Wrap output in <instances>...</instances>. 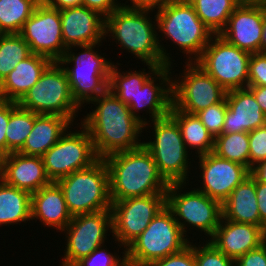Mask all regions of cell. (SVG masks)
Returning a JSON list of instances; mask_svg holds the SVG:
<instances>
[{
  "mask_svg": "<svg viewBox=\"0 0 266 266\" xmlns=\"http://www.w3.org/2000/svg\"><path fill=\"white\" fill-rule=\"evenodd\" d=\"M146 66L150 70L148 73L144 72L145 68L142 69L143 71L129 72L128 70L126 73H121L116 64H113L110 70L108 89L128 107L134 102L143 84L160 68L152 64H146Z\"/></svg>",
  "mask_w": 266,
  "mask_h": 266,
  "instance_id": "f546056e",
  "label": "cell"
},
{
  "mask_svg": "<svg viewBox=\"0 0 266 266\" xmlns=\"http://www.w3.org/2000/svg\"><path fill=\"white\" fill-rule=\"evenodd\" d=\"M0 179L30 194L51 183L42 157L13 152L0 157Z\"/></svg>",
  "mask_w": 266,
  "mask_h": 266,
  "instance_id": "44dd1931",
  "label": "cell"
},
{
  "mask_svg": "<svg viewBox=\"0 0 266 266\" xmlns=\"http://www.w3.org/2000/svg\"><path fill=\"white\" fill-rule=\"evenodd\" d=\"M247 88L254 94L256 102L266 115V86H247Z\"/></svg>",
  "mask_w": 266,
  "mask_h": 266,
  "instance_id": "c3c4849f",
  "label": "cell"
},
{
  "mask_svg": "<svg viewBox=\"0 0 266 266\" xmlns=\"http://www.w3.org/2000/svg\"><path fill=\"white\" fill-rule=\"evenodd\" d=\"M266 3L243 0L233 11L220 36L249 53H259Z\"/></svg>",
  "mask_w": 266,
  "mask_h": 266,
  "instance_id": "ac0fdd59",
  "label": "cell"
},
{
  "mask_svg": "<svg viewBox=\"0 0 266 266\" xmlns=\"http://www.w3.org/2000/svg\"><path fill=\"white\" fill-rule=\"evenodd\" d=\"M250 56L251 53L214 35L196 63L228 92L247 88Z\"/></svg>",
  "mask_w": 266,
  "mask_h": 266,
  "instance_id": "8fae6325",
  "label": "cell"
},
{
  "mask_svg": "<svg viewBox=\"0 0 266 266\" xmlns=\"http://www.w3.org/2000/svg\"><path fill=\"white\" fill-rule=\"evenodd\" d=\"M184 63L181 78L172 81V105L176 109L196 114L225 99L227 92L202 67L194 61Z\"/></svg>",
  "mask_w": 266,
  "mask_h": 266,
  "instance_id": "5bb4252c",
  "label": "cell"
},
{
  "mask_svg": "<svg viewBox=\"0 0 266 266\" xmlns=\"http://www.w3.org/2000/svg\"><path fill=\"white\" fill-rule=\"evenodd\" d=\"M41 0H0V34L20 33Z\"/></svg>",
  "mask_w": 266,
  "mask_h": 266,
  "instance_id": "d6a6232c",
  "label": "cell"
},
{
  "mask_svg": "<svg viewBox=\"0 0 266 266\" xmlns=\"http://www.w3.org/2000/svg\"><path fill=\"white\" fill-rule=\"evenodd\" d=\"M222 218L260 226L256 182L251 176L239 184L224 201Z\"/></svg>",
  "mask_w": 266,
  "mask_h": 266,
  "instance_id": "4316f807",
  "label": "cell"
},
{
  "mask_svg": "<svg viewBox=\"0 0 266 266\" xmlns=\"http://www.w3.org/2000/svg\"><path fill=\"white\" fill-rule=\"evenodd\" d=\"M96 45L101 46L100 43H92L68 47L58 61L63 65L71 95L79 107L84 103L89 104L108 90L110 70L114 63L101 56L102 53L95 52ZM72 47L83 50L76 54ZM70 63L74 67H69Z\"/></svg>",
  "mask_w": 266,
  "mask_h": 266,
  "instance_id": "277c9868",
  "label": "cell"
},
{
  "mask_svg": "<svg viewBox=\"0 0 266 266\" xmlns=\"http://www.w3.org/2000/svg\"><path fill=\"white\" fill-rule=\"evenodd\" d=\"M151 123L154 130L152 137L155 138L143 141V146L153 156L159 173L169 184L186 183L189 180L188 169H191V161H188L191 154H188L177 122L168 115Z\"/></svg>",
  "mask_w": 266,
  "mask_h": 266,
  "instance_id": "9c48e42d",
  "label": "cell"
},
{
  "mask_svg": "<svg viewBox=\"0 0 266 266\" xmlns=\"http://www.w3.org/2000/svg\"><path fill=\"white\" fill-rule=\"evenodd\" d=\"M260 52L266 53V12L264 14V24L262 29Z\"/></svg>",
  "mask_w": 266,
  "mask_h": 266,
  "instance_id": "f907efd6",
  "label": "cell"
},
{
  "mask_svg": "<svg viewBox=\"0 0 266 266\" xmlns=\"http://www.w3.org/2000/svg\"><path fill=\"white\" fill-rule=\"evenodd\" d=\"M83 6L96 11L105 19L115 10L122 7L117 0H83Z\"/></svg>",
  "mask_w": 266,
  "mask_h": 266,
  "instance_id": "7bdbcfd3",
  "label": "cell"
},
{
  "mask_svg": "<svg viewBox=\"0 0 266 266\" xmlns=\"http://www.w3.org/2000/svg\"><path fill=\"white\" fill-rule=\"evenodd\" d=\"M172 67L173 65L159 68L154 73V77L151 76L139 89L134 102L129 106L131 114L143 124V129L147 128L148 125L152 127L151 123L149 124L150 121L169 115L172 107L173 78L170 77V75L172 76V72H170ZM158 81L159 84L155 83ZM142 108H146V112L151 114L149 115L150 121H146V118L143 119L138 115Z\"/></svg>",
  "mask_w": 266,
  "mask_h": 266,
  "instance_id": "d6986e66",
  "label": "cell"
},
{
  "mask_svg": "<svg viewBox=\"0 0 266 266\" xmlns=\"http://www.w3.org/2000/svg\"><path fill=\"white\" fill-rule=\"evenodd\" d=\"M248 2L266 3V0H245Z\"/></svg>",
  "mask_w": 266,
  "mask_h": 266,
  "instance_id": "816d5d0a",
  "label": "cell"
},
{
  "mask_svg": "<svg viewBox=\"0 0 266 266\" xmlns=\"http://www.w3.org/2000/svg\"><path fill=\"white\" fill-rule=\"evenodd\" d=\"M105 245L95 249L89 256H86L76 262L73 266H123L126 264L125 252L119 257L117 253L107 252Z\"/></svg>",
  "mask_w": 266,
  "mask_h": 266,
  "instance_id": "74e56055",
  "label": "cell"
},
{
  "mask_svg": "<svg viewBox=\"0 0 266 266\" xmlns=\"http://www.w3.org/2000/svg\"><path fill=\"white\" fill-rule=\"evenodd\" d=\"M208 241L235 261L265 242V229L262 226L222 218Z\"/></svg>",
  "mask_w": 266,
  "mask_h": 266,
  "instance_id": "7402d4cb",
  "label": "cell"
},
{
  "mask_svg": "<svg viewBox=\"0 0 266 266\" xmlns=\"http://www.w3.org/2000/svg\"><path fill=\"white\" fill-rule=\"evenodd\" d=\"M31 54L29 44L19 33L0 34V83Z\"/></svg>",
  "mask_w": 266,
  "mask_h": 266,
  "instance_id": "e575fe53",
  "label": "cell"
},
{
  "mask_svg": "<svg viewBox=\"0 0 266 266\" xmlns=\"http://www.w3.org/2000/svg\"><path fill=\"white\" fill-rule=\"evenodd\" d=\"M39 219L43 226L53 227L61 232L72 219L61 187L51 182L31 194V220Z\"/></svg>",
  "mask_w": 266,
  "mask_h": 266,
  "instance_id": "cb8c5ba5",
  "label": "cell"
},
{
  "mask_svg": "<svg viewBox=\"0 0 266 266\" xmlns=\"http://www.w3.org/2000/svg\"><path fill=\"white\" fill-rule=\"evenodd\" d=\"M155 13L153 20L161 35L178 45L188 56L187 62H196L214 34L200 20L193 6L187 0H169Z\"/></svg>",
  "mask_w": 266,
  "mask_h": 266,
  "instance_id": "5b68a950",
  "label": "cell"
},
{
  "mask_svg": "<svg viewBox=\"0 0 266 266\" xmlns=\"http://www.w3.org/2000/svg\"><path fill=\"white\" fill-rule=\"evenodd\" d=\"M235 266H266V241L236 259Z\"/></svg>",
  "mask_w": 266,
  "mask_h": 266,
  "instance_id": "b9f144b4",
  "label": "cell"
},
{
  "mask_svg": "<svg viewBox=\"0 0 266 266\" xmlns=\"http://www.w3.org/2000/svg\"><path fill=\"white\" fill-rule=\"evenodd\" d=\"M123 266H135V265H131V264L126 263Z\"/></svg>",
  "mask_w": 266,
  "mask_h": 266,
  "instance_id": "f5cc1de1",
  "label": "cell"
},
{
  "mask_svg": "<svg viewBox=\"0 0 266 266\" xmlns=\"http://www.w3.org/2000/svg\"><path fill=\"white\" fill-rule=\"evenodd\" d=\"M169 115L177 122L187 150L196 149L198 156L213 151L214 137L196 114L183 112L172 105Z\"/></svg>",
  "mask_w": 266,
  "mask_h": 266,
  "instance_id": "83f0119b",
  "label": "cell"
},
{
  "mask_svg": "<svg viewBox=\"0 0 266 266\" xmlns=\"http://www.w3.org/2000/svg\"><path fill=\"white\" fill-rule=\"evenodd\" d=\"M17 104L37 114L63 116L71 123L80 110L71 95L67 74L59 62H52Z\"/></svg>",
  "mask_w": 266,
  "mask_h": 266,
  "instance_id": "ba28073f",
  "label": "cell"
},
{
  "mask_svg": "<svg viewBox=\"0 0 266 266\" xmlns=\"http://www.w3.org/2000/svg\"><path fill=\"white\" fill-rule=\"evenodd\" d=\"M166 206V194H150L112 202V236L125 248L148 227ZM120 242V243H119Z\"/></svg>",
  "mask_w": 266,
  "mask_h": 266,
  "instance_id": "4fadbf2b",
  "label": "cell"
},
{
  "mask_svg": "<svg viewBox=\"0 0 266 266\" xmlns=\"http://www.w3.org/2000/svg\"><path fill=\"white\" fill-rule=\"evenodd\" d=\"M63 43L66 48L77 45L103 43L105 18L85 6L60 10Z\"/></svg>",
  "mask_w": 266,
  "mask_h": 266,
  "instance_id": "ffe728a7",
  "label": "cell"
},
{
  "mask_svg": "<svg viewBox=\"0 0 266 266\" xmlns=\"http://www.w3.org/2000/svg\"><path fill=\"white\" fill-rule=\"evenodd\" d=\"M227 107L225 98L222 102L209 106L196 113L202 124L214 138L222 134Z\"/></svg>",
  "mask_w": 266,
  "mask_h": 266,
  "instance_id": "d590c367",
  "label": "cell"
},
{
  "mask_svg": "<svg viewBox=\"0 0 266 266\" xmlns=\"http://www.w3.org/2000/svg\"><path fill=\"white\" fill-rule=\"evenodd\" d=\"M227 111L222 133L250 132L266 124V115L248 88L226 93Z\"/></svg>",
  "mask_w": 266,
  "mask_h": 266,
  "instance_id": "603a6c76",
  "label": "cell"
},
{
  "mask_svg": "<svg viewBox=\"0 0 266 266\" xmlns=\"http://www.w3.org/2000/svg\"><path fill=\"white\" fill-rule=\"evenodd\" d=\"M11 114V101L0 100V157L6 155V128Z\"/></svg>",
  "mask_w": 266,
  "mask_h": 266,
  "instance_id": "ee69618b",
  "label": "cell"
},
{
  "mask_svg": "<svg viewBox=\"0 0 266 266\" xmlns=\"http://www.w3.org/2000/svg\"><path fill=\"white\" fill-rule=\"evenodd\" d=\"M36 119V113L20 107L11 101V114L6 128V155L19 152L31 132Z\"/></svg>",
  "mask_w": 266,
  "mask_h": 266,
  "instance_id": "1f68e13d",
  "label": "cell"
},
{
  "mask_svg": "<svg viewBox=\"0 0 266 266\" xmlns=\"http://www.w3.org/2000/svg\"><path fill=\"white\" fill-rule=\"evenodd\" d=\"M150 12L123 7L113 11L105 19V37L111 36L117 40L115 42L120 44L121 49L132 53L144 64L160 68L171 66L170 53L160 44L157 23L150 19Z\"/></svg>",
  "mask_w": 266,
  "mask_h": 266,
  "instance_id": "3957f363",
  "label": "cell"
},
{
  "mask_svg": "<svg viewBox=\"0 0 266 266\" xmlns=\"http://www.w3.org/2000/svg\"><path fill=\"white\" fill-rule=\"evenodd\" d=\"M51 63L49 58L34 53L20 61L0 83V100L18 102Z\"/></svg>",
  "mask_w": 266,
  "mask_h": 266,
  "instance_id": "d4e9b609",
  "label": "cell"
},
{
  "mask_svg": "<svg viewBox=\"0 0 266 266\" xmlns=\"http://www.w3.org/2000/svg\"><path fill=\"white\" fill-rule=\"evenodd\" d=\"M199 157V169L202 182L197 190L221 204L231 192L250 176V170L237 162L221 158L213 152Z\"/></svg>",
  "mask_w": 266,
  "mask_h": 266,
  "instance_id": "e0dca14e",
  "label": "cell"
},
{
  "mask_svg": "<svg viewBox=\"0 0 266 266\" xmlns=\"http://www.w3.org/2000/svg\"><path fill=\"white\" fill-rule=\"evenodd\" d=\"M72 216L111 210L109 171L104 159L56 182Z\"/></svg>",
  "mask_w": 266,
  "mask_h": 266,
  "instance_id": "8992f818",
  "label": "cell"
},
{
  "mask_svg": "<svg viewBox=\"0 0 266 266\" xmlns=\"http://www.w3.org/2000/svg\"><path fill=\"white\" fill-rule=\"evenodd\" d=\"M248 86H266V53H252L248 67Z\"/></svg>",
  "mask_w": 266,
  "mask_h": 266,
  "instance_id": "ab89813d",
  "label": "cell"
},
{
  "mask_svg": "<svg viewBox=\"0 0 266 266\" xmlns=\"http://www.w3.org/2000/svg\"><path fill=\"white\" fill-rule=\"evenodd\" d=\"M109 171L112 202L150 194H166L169 183L162 177L153 156L142 145L104 158Z\"/></svg>",
  "mask_w": 266,
  "mask_h": 266,
  "instance_id": "7a4b0ae2",
  "label": "cell"
},
{
  "mask_svg": "<svg viewBox=\"0 0 266 266\" xmlns=\"http://www.w3.org/2000/svg\"><path fill=\"white\" fill-rule=\"evenodd\" d=\"M217 156L240 163L250 170L249 132L222 133L214 138Z\"/></svg>",
  "mask_w": 266,
  "mask_h": 266,
  "instance_id": "836d02e7",
  "label": "cell"
},
{
  "mask_svg": "<svg viewBox=\"0 0 266 266\" xmlns=\"http://www.w3.org/2000/svg\"><path fill=\"white\" fill-rule=\"evenodd\" d=\"M250 170L266 159V124L249 132Z\"/></svg>",
  "mask_w": 266,
  "mask_h": 266,
  "instance_id": "f35d334b",
  "label": "cell"
},
{
  "mask_svg": "<svg viewBox=\"0 0 266 266\" xmlns=\"http://www.w3.org/2000/svg\"><path fill=\"white\" fill-rule=\"evenodd\" d=\"M131 5L122 3V7L130 10H160L169 0H130Z\"/></svg>",
  "mask_w": 266,
  "mask_h": 266,
  "instance_id": "f6af8a7d",
  "label": "cell"
},
{
  "mask_svg": "<svg viewBox=\"0 0 266 266\" xmlns=\"http://www.w3.org/2000/svg\"><path fill=\"white\" fill-rule=\"evenodd\" d=\"M186 185L187 183L169 184L166 192V206L173 212L185 236H188L186 230L190 226L211 238L222 219V204L196 188L183 192Z\"/></svg>",
  "mask_w": 266,
  "mask_h": 266,
  "instance_id": "30bf717a",
  "label": "cell"
},
{
  "mask_svg": "<svg viewBox=\"0 0 266 266\" xmlns=\"http://www.w3.org/2000/svg\"><path fill=\"white\" fill-rule=\"evenodd\" d=\"M28 220H31V194L0 179V226Z\"/></svg>",
  "mask_w": 266,
  "mask_h": 266,
  "instance_id": "f1b7e54d",
  "label": "cell"
},
{
  "mask_svg": "<svg viewBox=\"0 0 266 266\" xmlns=\"http://www.w3.org/2000/svg\"><path fill=\"white\" fill-rule=\"evenodd\" d=\"M185 237L173 212L165 206L142 234L125 248L126 263L147 266L150 262L178 253L190 243Z\"/></svg>",
  "mask_w": 266,
  "mask_h": 266,
  "instance_id": "52a82bcc",
  "label": "cell"
},
{
  "mask_svg": "<svg viewBox=\"0 0 266 266\" xmlns=\"http://www.w3.org/2000/svg\"><path fill=\"white\" fill-rule=\"evenodd\" d=\"M194 8L200 20L219 35L225 28L229 17L243 0H187Z\"/></svg>",
  "mask_w": 266,
  "mask_h": 266,
  "instance_id": "4dcf8cb0",
  "label": "cell"
},
{
  "mask_svg": "<svg viewBox=\"0 0 266 266\" xmlns=\"http://www.w3.org/2000/svg\"><path fill=\"white\" fill-rule=\"evenodd\" d=\"M79 126L81 131L67 129V133L41 156L51 182L90 167L99 159L88 130L82 124Z\"/></svg>",
  "mask_w": 266,
  "mask_h": 266,
  "instance_id": "7c38bea8",
  "label": "cell"
},
{
  "mask_svg": "<svg viewBox=\"0 0 266 266\" xmlns=\"http://www.w3.org/2000/svg\"><path fill=\"white\" fill-rule=\"evenodd\" d=\"M147 266H196L194 244L190 242L182 251L150 262Z\"/></svg>",
  "mask_w": 266,
  "mask_h": 266,
  "instance_id": "60d3db41",
  "label": "cell"
},
{
  "mask_svg": "<svg viewBox=\"0 0 266 266\" xmlns=\"http://www.w3.org/2000/svg\"><path fill=\"white\" fill-rule=\"evenodd\" d=\"M196 266H235V261L219 251L210 241L198 247L194 244Z\"/></svg>",
  "mask_w": 266,
  "mask_h": 266,
  "instance_id": "8d00e7d4",
  "label": "cell"
},
{
  "mask_svg": "<svg viewBox=\"0 0 266 266\" xmlns=\"http://www.w3.org/2000/svg\"><path fill=\"white\" fill-rule=\"evenodd\" d=\"M256 195L260 214V226L266 229V183L256 182Z\"/></svg>",
  "mask_w": 266,
  "mask_h": 266,
  "instance_id": "bcb514c9",
  "label": "cell"
},
{
  "mask_svg": "<svg viewBox=\"0 0 266 266\" xmlns=\"http://www.w3.org/2000/svg\"><path fill=\"white\" fill-rule=\"evenodd\" d=\"M110 228V229H109ZM111 210L72 216L62 231L66 233V248L60 266H73L80 259L89 256L104 245L107 232H112Z\"/></svg>",
  "mask_w": 266,
  "mask_h": 266,
  "instance_id": "9a60e30c",
  "label": "cell"
},
{
  "mask_svg": "<svg viewBox=\"0 0 266 266\" xmlns=\"http://www.w3.org/2000/svg\"><path fill=\"white\" fill-rule=\"evenodd\" d=\"M50 7L55 8L57 10L82 6L83 0H43Z\"/></svg>",
  "mask_w": 266,
  "mask_h": 266,
  "instance_id": "681fc988",
  "label": "cell"
},
{
  "mask_svg": "<svg viewBox=\"0 0 266 266\" xmlns=\"http://www.w3.org/2000/svg\"><path fill=\"white\" fill-rule=\"evenodd\" d=\"M90 103L97 106L81 120V124L88 130L98 158L104 159L143 145L138 139L143 124L109 89Z\"/></svg>",
  "mask_w": 266,
  "mask_h": 266,
  "instance_id": "6da1fadb",
  "label": "cell"
},
{
  "mask_svg": "<svg viewBox=\"0 0 266 266\" xmlns=\"http://www.w3.org/2000/svg\"><path fill=\"white\" fill-rule=\"evenodd\" d=\"M67 118L57 115L37 114L34 126L19 153L27 156H42L60 137L71 128Z\"/></svg>",
  "mask_w": 266,
  "mask_h": 266,
  "instance_id": "484cf974",
  "label": "cell"
},
{
  "mask_svg": "<svg viewBox=\"0 0 266 266\" xmlns=\"http://www.w3.org/2000/svg\"><path fill=\"white\" fill-rule=\"evenodd\" d=\"M250 176L255 182L266 183V159L258 162L251 168Z\"/></svg>",
  "mask_w": 266,
  "mask_h": 266,
  "instance_id": "7dc6e473",
  "label": "cell"
},
{
  "mask_svg": "<svg viewBox=\"0 0 266 266\" xmlns=\"http://www.w3.org/2000/svg\"><path fill=\"white\" fill-rule=\"evenodd\" d=\"M19 34L29 44L31 53L47 57L52 62H58L67 49L63 43L60 10L43 0Z\"/></svg>",
  "mask_w": 266,
  "mask_h": 266,
  "instance_id": "2e32d148",
  "label": "cell"
}]
</instances>
